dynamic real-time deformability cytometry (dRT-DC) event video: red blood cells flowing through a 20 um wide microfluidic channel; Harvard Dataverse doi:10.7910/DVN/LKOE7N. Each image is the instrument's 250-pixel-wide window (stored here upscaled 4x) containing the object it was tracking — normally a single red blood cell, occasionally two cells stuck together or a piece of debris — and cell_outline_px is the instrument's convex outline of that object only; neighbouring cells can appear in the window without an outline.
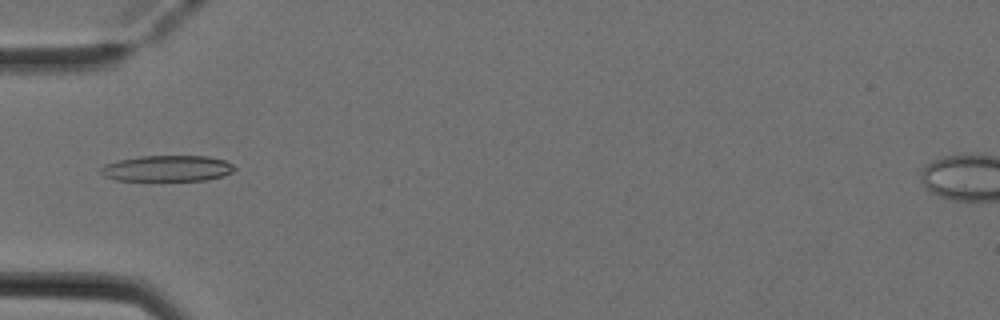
{"species": "Egyptian fruit bat (a non-hibernating species)", "species_latin": "Rousettus aegyptiacus", "temperature_condition": "cold", "stored_images_in_passage": 5, "camera_frame_rate_fps": 3000, "um_per_image_px": 0.085, "animal": {"sex": "female"}, "frame": {"image": 1, "passage_image": 5, "time_ms": 1.333, "image_size_px": [1000, 320], "cell_outline_px": [[236, 168], [232, 172], [224, 176], [208, 180], [116, 180], [104, 176], [100, 172], [100, 168], [104, 164], [120, 160], [140, 156], [208, 156], [224, 160], [232, 164]], "centroid_in_image_um": [14.23, 14.31], "position_along_channel_um": 70.8, "area_um2": 20.23}}